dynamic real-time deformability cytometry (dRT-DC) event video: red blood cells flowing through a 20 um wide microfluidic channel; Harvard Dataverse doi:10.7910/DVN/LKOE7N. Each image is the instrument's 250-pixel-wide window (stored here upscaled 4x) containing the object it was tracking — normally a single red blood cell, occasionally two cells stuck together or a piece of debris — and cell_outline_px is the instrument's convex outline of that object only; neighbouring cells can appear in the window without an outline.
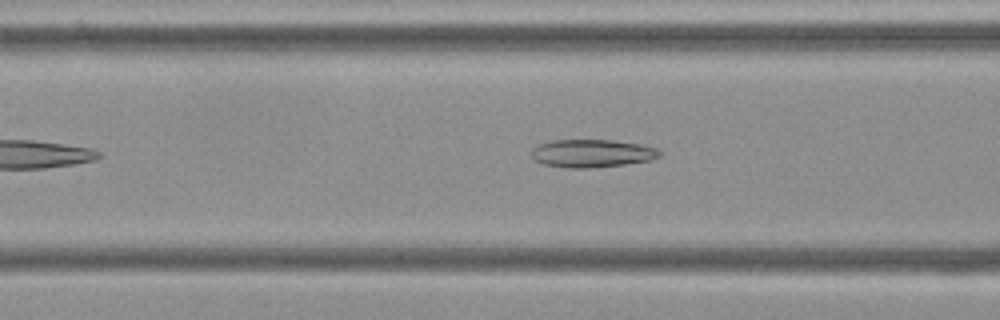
{"species": "Egyptian fruit bat (a non-hibernating species)", "species_latin": "Rousettus aegyptiacus", "temperature_condition": "cold", "stored_images_in_passage": 46, "camera_frame_rate_fps": 3000, "um_per_image_px": 0.085, "frame": {"image": 1, "passage_image": 12, "time_ms": 3.667, "image_size_px": [1000, 320], "cell_outline_px": [[664, 152], [660, 156], [652, 160], [624, 164], [588, 168], [568, 168], [544, 164], [536, 160], [532, 156], [532, 148], [536, 144], [552, 140], [612, 140], [640, 144], [656, 148]], "centroid_in_image_um": [50.33, 13.03], "position_along_channel_um": 116.3, "area_um2": 20.92}}
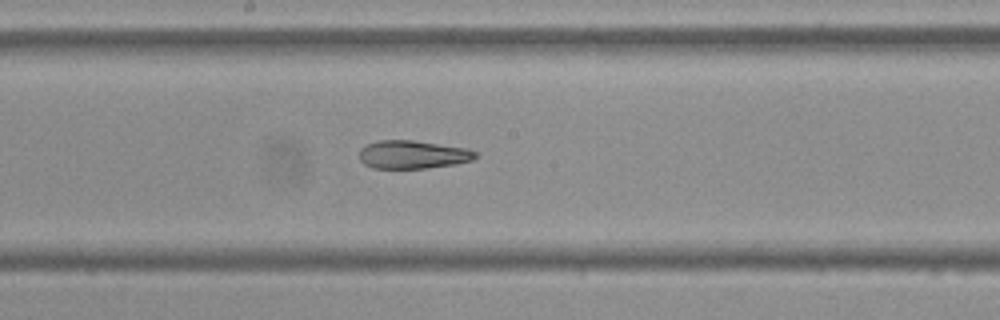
{"frame": {"image": 2, "passage_image": 20, "time_ms": 6.333, "image_size_px": [1000, 320], "cell_outline_px": [[480, 156], [472, 160], [456, 164], [428, 168], [372, 168], [364, 164], [360, 160], [360, 148], [376, 140], [412, 140], [468, 148], [480, 152]], "centroid_in_image_um": [35.14, 13.13], "position_along_channel_um": 213.1, "area_um2": 19.36}}
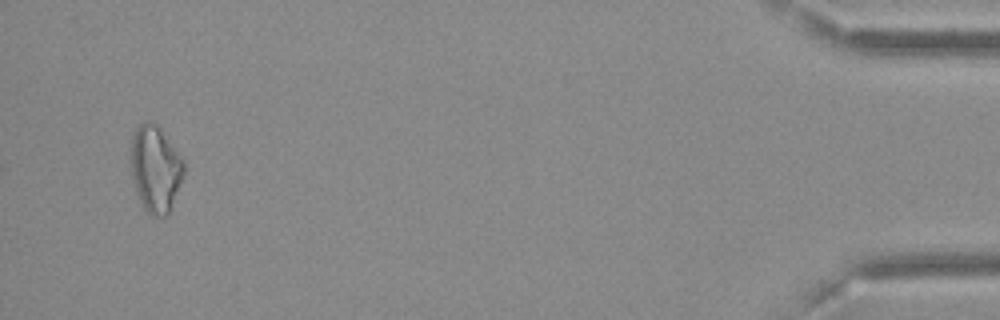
{"frame": {"image": 3, "passage_image": 44, "time_ms": 14.333, "image_size_px": [1000, 320], "cell_outline_px": [[184, 176], [168, 216], [152, 216], [144, 208], [136, 192], [132, 176], [132, 136], [136, 128], [140, 124], [148, 120], [156, 124], [184, 160]], "centroid_in_image_um": [13.23, 14.38], "position_along_channel_um": 422.0, "area_um2": 26.47}, "authors_computed_cell_mechanics": {"area_um2": 21.5594, "velocity_mm_per_s": 3.6216, "shape_relaxation_time_tau1_ms": null, "shape_relaxation_time_tau2_ms": 5.6941, "deformation_change_tau1": null, "deformation_change_tau2": 0.1458}}